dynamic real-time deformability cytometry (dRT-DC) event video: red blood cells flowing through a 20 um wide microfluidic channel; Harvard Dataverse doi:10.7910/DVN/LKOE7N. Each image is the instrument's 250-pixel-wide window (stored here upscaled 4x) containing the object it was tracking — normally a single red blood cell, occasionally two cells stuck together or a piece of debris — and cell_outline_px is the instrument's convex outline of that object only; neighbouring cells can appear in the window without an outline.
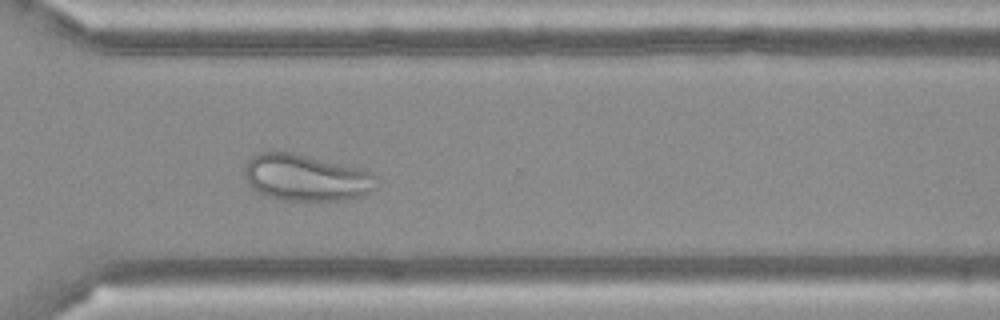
{"species": "Egyptian fruit bat (a non-hibernating species)", "species_latin": "Rousettus aegyptiacus", "temperature_condition": "cold", "stored_images_in_passage": 52, "camera_frame_rate_fps": 3000, "um_per_image_px": 0.085, "frame": {"image": 1, "passage_image": 37, "time_ms": 12.0, "image_size_px": [1000, 320], "cell_outline_px": [[376, 188], [360, 196], [344, 200], [284, 200], [268, 196], [256, 192], [248, 184], [244, 176], [244, 164], [256, 152], [292, 152], [364, 168], [372, 172], [376, 176]], "centroid_in_image_um": [26.0, 15.08], "position_along_channel_um": 344.6, "area_um2": 36.24}}